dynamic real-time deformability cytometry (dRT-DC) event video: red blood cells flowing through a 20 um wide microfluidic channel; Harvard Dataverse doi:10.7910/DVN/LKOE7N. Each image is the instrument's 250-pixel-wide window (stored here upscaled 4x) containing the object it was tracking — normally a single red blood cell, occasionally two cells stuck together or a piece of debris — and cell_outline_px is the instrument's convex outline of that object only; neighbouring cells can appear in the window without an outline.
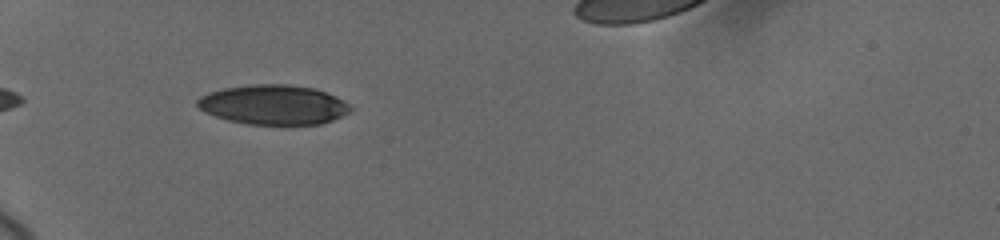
{"species": "human", "species_latin": "Homo sapiens", "temperature_condition": "cold", "stored_images_in_passage": 10, "camera_frame_rate_fps": 3000, "um_per_image_px": 0.085, "donor": {"sex": "female"}, "frame": {"image": 1, "passage_image": 9, "time_ms": 7.333, "image_size_px": [1000, 240], "cell_outline_px": [[352, 108], [348, 112], [332, 120], [320, 124], [248, 124], [228, 120], [204, 112], [196, 104], [196, 100], [200, 96], [208, 92], [224, 88], [252, 84], [288, 84], [316, 88], [336, 96], [344, 100]], "centroid_in_image_um": [23.23, 8.89], "position_along_channel_um": 61.8, "area_um2": 35.37}}